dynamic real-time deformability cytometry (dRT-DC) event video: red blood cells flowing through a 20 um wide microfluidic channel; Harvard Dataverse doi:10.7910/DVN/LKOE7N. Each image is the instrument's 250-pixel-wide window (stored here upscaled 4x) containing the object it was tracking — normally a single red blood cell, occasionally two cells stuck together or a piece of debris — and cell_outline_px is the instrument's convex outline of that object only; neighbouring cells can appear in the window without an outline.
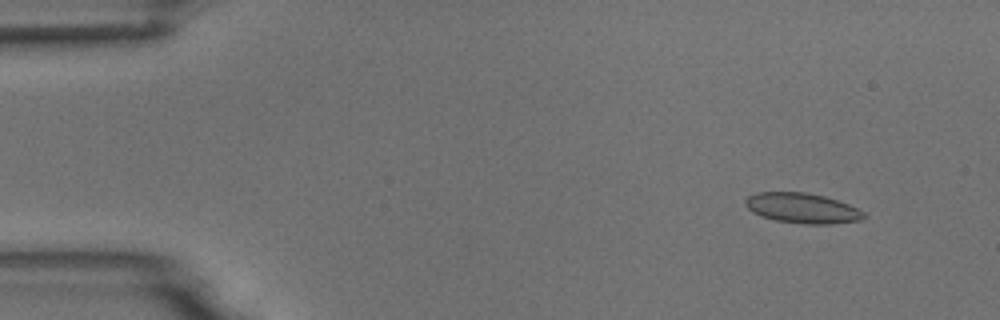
{"species": "common noctule bat (a hibernating species)", "species_latin": "Nyctalus noctula", "temperature_condition": "room temperature", "stored_images_in_passage": 5, "camera_frame_rate_fps": 3000, "um_per_image_px": 0.085, "animal": {"sex": "male", "body_mass_g": 18.8}, "frame": {"image": 1, "passage_image": 2, "time_ms": 1.333, "image_size_px": [1000, 320], "cell_outline_px": [[868, 216], [860, 220], [832, 224], [804, 224], [776, 220], [760, 216], [752, 212], [744, 204], [744, 200], [748, 196], [756, 192], [804, 192], [824, 196], [848, 204], [864, 212]], "centroid_in_image_um": [68.17, 17.69], "position_along_channel_um": 16.8, "area_um2": 20.87}}
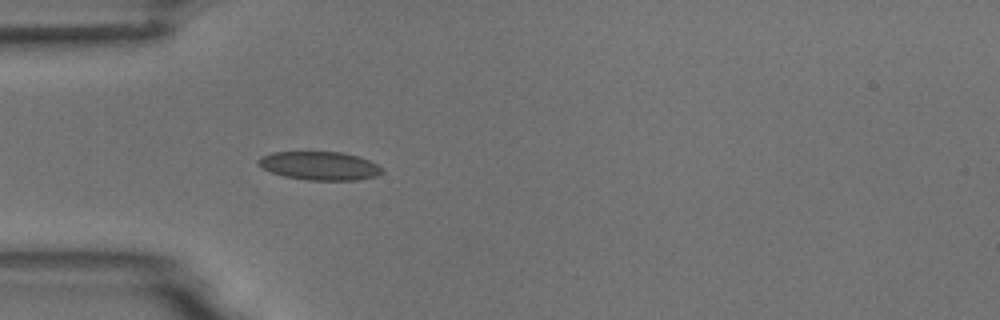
{"frame": {"image": 2, "passage_image": 5, "time_ms": 5.0, "image_size_px": [1000, 320], "cell_outline_px": [[384, 172], [376, 176], [356, 180], [308, 180], [284, 176], [272, 172], [256, 164], [256, 160], [260, 156], [272, 152], [344, 152], [368, 160], [384, 168]], "centroid_in_image_um": [27.16, 14.09], "position_along_channel_um": 57.8, "area_um2": 20.58}}